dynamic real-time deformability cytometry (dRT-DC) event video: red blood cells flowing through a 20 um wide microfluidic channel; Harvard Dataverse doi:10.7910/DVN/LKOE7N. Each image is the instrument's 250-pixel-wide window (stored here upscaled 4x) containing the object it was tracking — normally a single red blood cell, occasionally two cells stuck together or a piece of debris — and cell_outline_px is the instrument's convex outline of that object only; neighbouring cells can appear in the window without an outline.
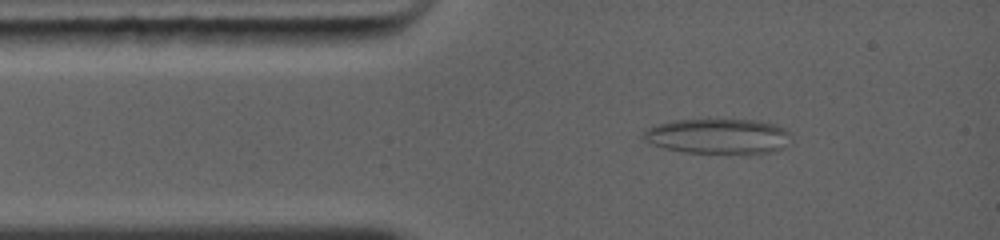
{"species": "common noctule bat (a hibernating species)", "species_latin": "Nyctalus noctula", "temperature_condition": "warm", "stored_images_in_passage": 34, "segment_of_instrument_passage": [1, 2], "camera_frame_rate_fps": 5000, "um_per_image_px": 0.085, "animal": {"sex": "female", "body_mass_g": 19.0, "forearm_length_mm": 56.7}, "frame": {"image": 1, "passage_image": 3, "time_ms": 1.2, "image_size_px": [1000, 240], "cell_outline_px": [[792, 144], [772, 152], [684, 152], [664, 148], [652, 144], [644, 140], [640, 136], [648, 128], [656, 124], [672, 120], [708, 116], [716, 116], [756, 120], [776, 124], [784, 128], [788, 132]], "centroid_in_image_um": [61.02, 11.5], "position_along_channel_um": 24.0, "area_um2": 31.39}}
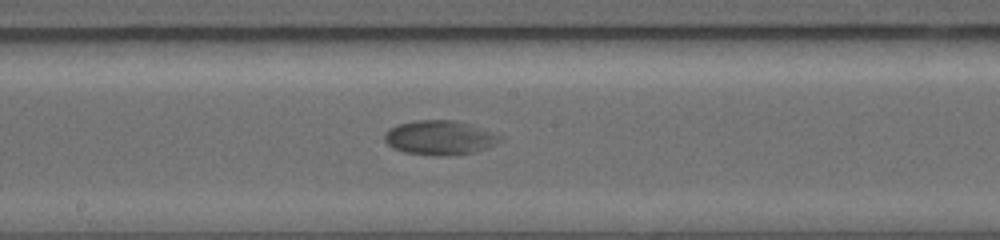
{"frame": {"image": 2, "passage_image": 13, "time_ms": 6.2, "image_size_px": [1000, 240], "cell_outline_px": [[504, 140], [488, 148], [476, 152], [448, 156], [432, 156], [404, 152], [392, 148], [384, 140], [384, 136], [392, 128], [400, 124], [420, 120], [448, 120], [464, 124], [504, 136]], "centroid_in_image_um": [37.4, 11.75], "position_along_channel_um": 210.8, "area_um2": 22.83}}
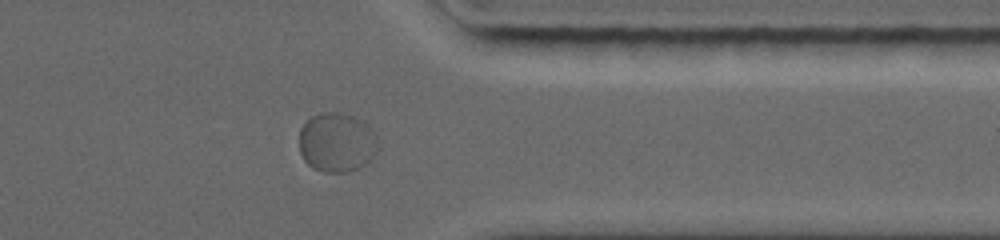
{"frame": {"image": 3, "passage_image": 22, "time_ms": 10.4, "image_size_px": [1000, 240], "cell_outline_px": [[380, 148], [364, 164], [348, 172], [324, 172], [312, 168], [304, 160], [300, 152], [300, 128], [312, 116], [328, 112], [336, 112], [352, 116], [360, 120], [376, 136], [380, 144]], "centroid_in_image_um": [28.62, 12.12], "position_along_channel_um": 382.8, "area_um2": 26.93}}